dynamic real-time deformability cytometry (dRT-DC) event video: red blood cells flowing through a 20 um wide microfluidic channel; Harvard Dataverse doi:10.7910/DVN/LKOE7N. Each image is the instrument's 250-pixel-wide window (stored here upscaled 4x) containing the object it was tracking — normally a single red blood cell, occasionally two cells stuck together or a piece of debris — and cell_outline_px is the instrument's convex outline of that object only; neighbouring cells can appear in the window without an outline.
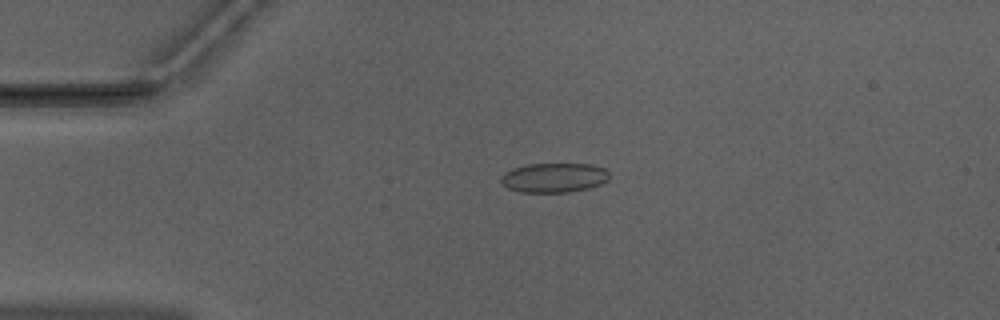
{"species": "Egyptian fruit bat (a non-hibernating species)", "species_latin": "Rousettus aegyptiacus", "temperature_condition": "warm", "stored_images_in_passage": 50, "camera_frame_rate_fps": 3000, "um_per_image_px": 0.085, "animal": {"sex": "male"}, "frame": {"image": 1, "passage_image": 12, "time_ms": 3.667, "image_size_px": [1000, 320], "cell_outline_px": [[608, 180], [600, 184], [588, 188], [568, 192], [520, 192], [508, 188], [500, 180], [500, 176], [504, 172], [512, 168], [528, 164], [592, 164], [604, 168], [608, 172]], "centroid_in_image_um": [47.07, 15.09], "position_along_channel_um": 37.9, "area_um2": 18.61}}
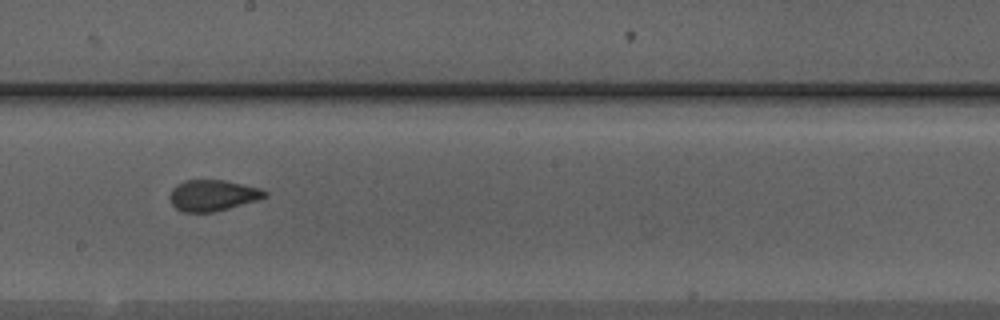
{"frame": {"image": 2, "passage_image": 29, "time_ms": 9.333, "image_size_px": [1000, 320], "cell_outline_px": [[268, 196], [256, 200], [228, 208], [212, 212], [184, 212], [176, 208], [172, 204], [172, 188], [176, 184], [184, 180], [224, 180], [260, 188], [268, 192]], "centroid_in_image_um": [18.1, 16.6], "position_along_channel_um": 230.1, "area_um2": 16.94}}
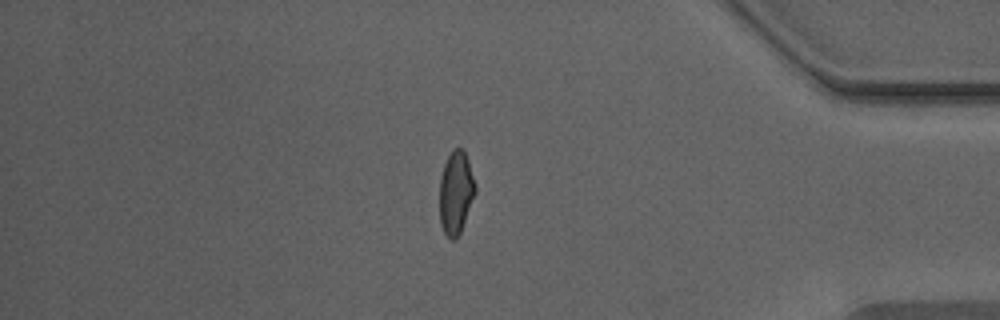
{"frame": {"image": 3, "passage_image": 44, "time_ms": 14.333, "image_size_px": [1000, 320], "cell_outline_px": [[476, 192], [460, 232], [456, 240], [452, 240], [444, 232], [440, 224], [440, 176], [444, 164], [452, 148], [464, 148], [468, 160], [476, 188]], "centroid_in_image_um": [38.74, 16.35], "position_along_channel_um": 396.5, "area_um2": 17.22}, "authors_computed_cell_mechanics": {"area_um2": 17.7446, "velocity_mm_per_s": 3.9764, "shape_relaxation_time_tau1_ms": 7.6223, "shape_relaxation_time_tau2_ms": 1.0997, "deformation_change_tau1": 0.1778, "deformation_change_tau2": 0.0576}}